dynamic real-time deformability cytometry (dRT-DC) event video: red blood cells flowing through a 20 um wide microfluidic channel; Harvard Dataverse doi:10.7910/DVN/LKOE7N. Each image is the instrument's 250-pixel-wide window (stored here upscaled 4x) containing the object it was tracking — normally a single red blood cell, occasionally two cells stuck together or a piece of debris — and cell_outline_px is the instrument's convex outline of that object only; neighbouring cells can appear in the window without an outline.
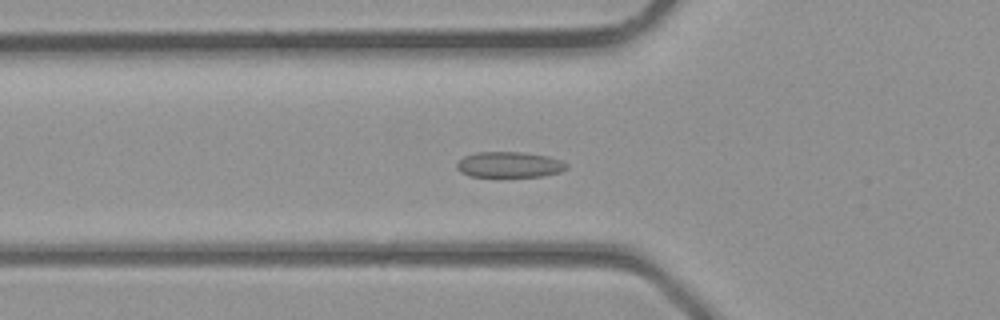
{"species": "common noctule bat (a hibernating species)", "species_latin": "Nyctalus noctula", "temperature_condition": "room temperature", "stored_images_in_passage": 30, "camera_frame_rate_fps": 3000, "um_per_image_px": 0.085, "animal": {"sex": "male", "body_mass_g": 23.1, "forearm_length_mm": 52.7}, "frame": {"image": 1, "passage_image": 8, "time_ms": 2.333, "image_size_px": [1000, 320], "cell_outline_px": [[568, 168], [560, 172], [544, 176], [472, 176], [460, 172], [456, 168], [456, 164], [464, 156], [476, 152], [524, 152], [548, 156], [560, 160], [568, 164]], "centroid_in_image_um": [43.31, 13.99], "position_along_channel_um": 82.5, "area_um2": 16.42}}
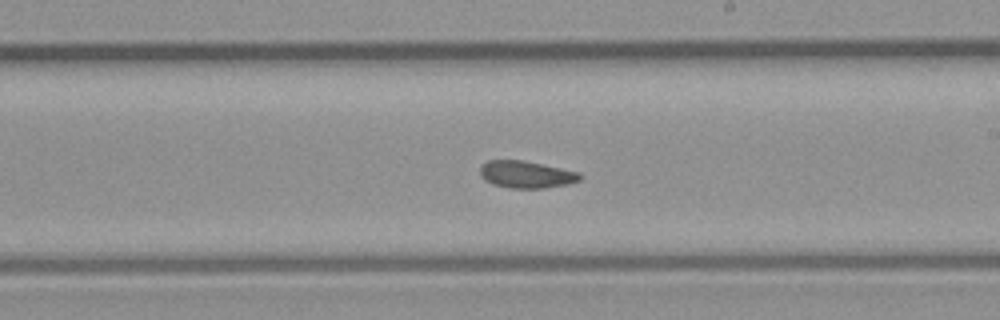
{"frame": {"image": 2, "passage_image": 17, "time_ms": 5.333, "image_size_px": [1000, 320], "cell_outline_px": [[584, 176], [580, 180], [568, 184], [544, 188], [508, 188], [492, 184], [484, 180], [480, 176], [480, 164], [488, 160], [524, 160], [580, 172]], "centroid_in_image_um": [44.72, 14.83], "position_along_channel_um": 244.3, "area_um2": 16.07}}
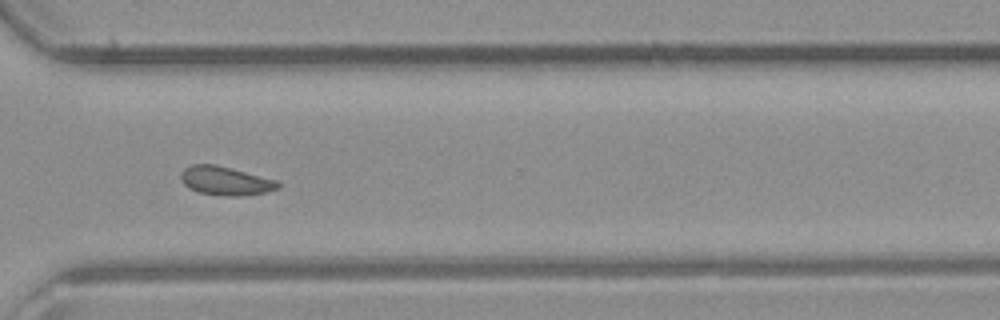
{"frame": {"image": 3, "passage_image": 23, "time_ms": 7.333, "image_size_px": [1000, 320], "cell_outline_px": [[284, 184], [280, 188], [264, 192], [236, 196], [220, 196], [200, 192], [188, 188], [184, 184], [180, 176], [180, 172], [184, 168], [192, 164], [216, 164], [280, 180]], "centroid_in_image_um": [19.21, 15.36], "position_along_channel_um": 351.4, "area_um2": 16.59}}